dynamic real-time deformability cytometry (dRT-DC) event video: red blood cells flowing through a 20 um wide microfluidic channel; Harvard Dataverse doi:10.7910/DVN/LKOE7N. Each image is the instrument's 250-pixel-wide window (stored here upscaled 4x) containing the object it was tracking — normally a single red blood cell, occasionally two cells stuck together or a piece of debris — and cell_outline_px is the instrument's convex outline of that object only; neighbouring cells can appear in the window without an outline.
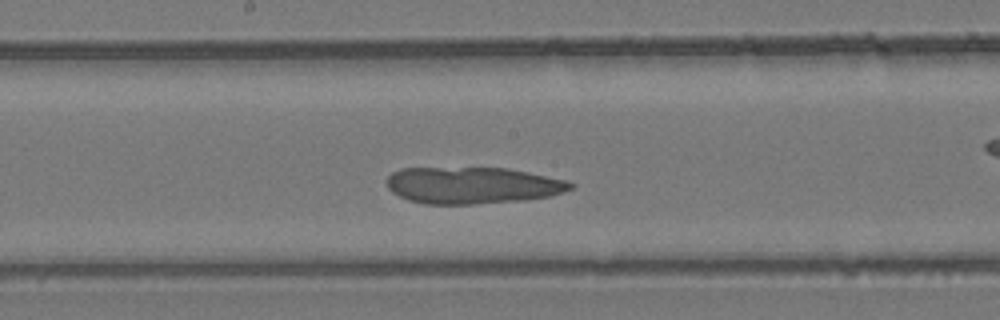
{"species": "common noctule bat (a hibernating species)", "species_latin": "Nyctalus noctula", "temperature_condition": "room temperature", "stored_images_in_passage": 34, "camera_frame_rate_fps": 3000, "um_per_image_px": 0.085, "animal": {"sex": "female", "body_mass_g": 24.6, "forearm_length_mm": 56.2}, "frame": {"image": 1, "passage_image": 16, "time_ms": 5.0, "image_size_px": [1000, 320], "cell_outline_px": [[576, 184], [572, 188], [548, 196], [524, 200], [476, 204], [424, 204], [408, 200], [392, 192], [388, 188], [388, 176], [392, 172], [400, 168], [508, 168], [528, 172], [564, 180]], "centroid_in_image_um": [40.12, 15.75], "position_along_channel_um": 208.1, "area_um2": 39.13}}
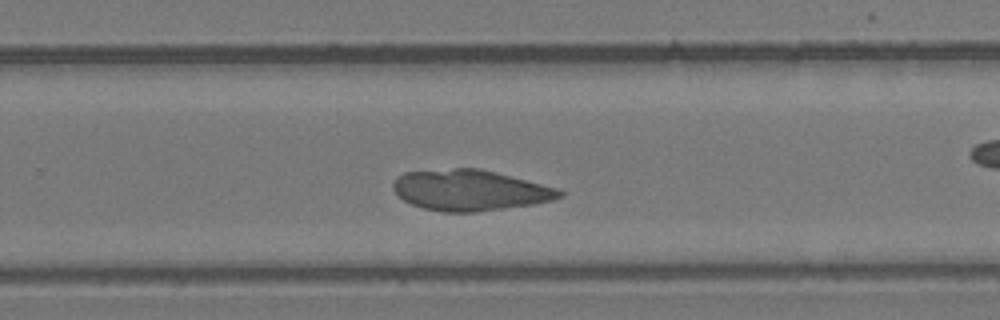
{"frame": {"image": 2, "passage_image": 21, "time_ms": 6.667, "image_size_px": [1000, 320], "cell_outline_px": [[564, 196], [552, 200], [532, 204], [476, 212], [440, 212], [424, 208], [412, 204], [404, 200], [392, 188], [392, 184], [404, 172], [452, 168], [480, 168], [560, 188], [564, 192]], "centroid_in_image_um": [39.98, 16.16], "position_along_channel_um": 289.8, "area_um2": 39.54}}
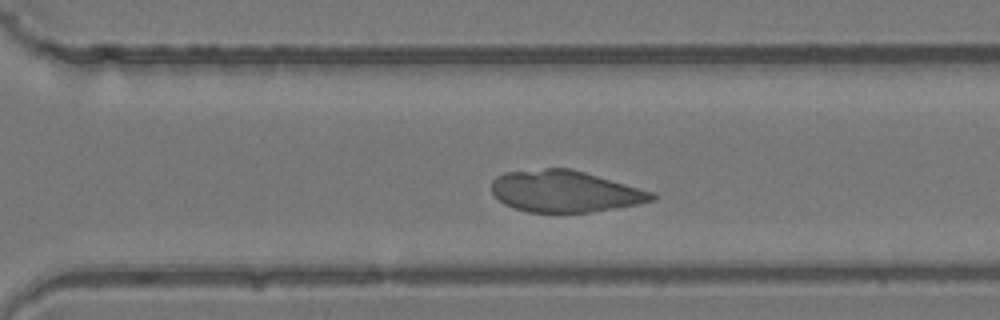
{"frame": {"image": 3, "passage_image": 23, "time_ms": 7.333, "image_size_px": [1000, 320], "cell_outline_px": [[656, 200], [636, 204], [588, 212], [528, 212], [512, 208], [504, 204], [492, 192], [492, 180], [496, 176], [504, 172], [544, 168], [572, 168], [652, 192], [656, 196]], "centroid_in_image_um": [47.97, 16.25], "position_along_channel_um": 322.6, "area_um2": 38.61}}